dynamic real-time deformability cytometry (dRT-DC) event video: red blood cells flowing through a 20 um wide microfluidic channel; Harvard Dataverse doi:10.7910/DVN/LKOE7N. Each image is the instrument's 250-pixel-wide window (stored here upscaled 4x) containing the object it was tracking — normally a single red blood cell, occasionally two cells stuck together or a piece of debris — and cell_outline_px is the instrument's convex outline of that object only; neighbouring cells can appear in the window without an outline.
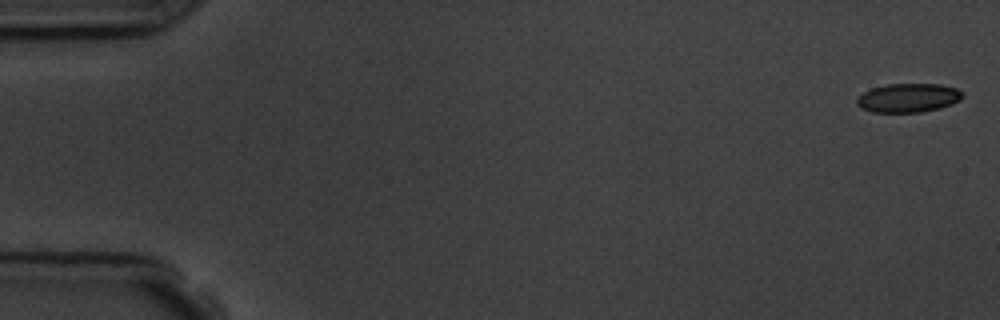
{"species": "common noctule bat (a hibernating species)", "species_latin": "Nyctalus noctula", "temperature_condition": "room temperature", "stored_images_in_passage": 7, "camera_frame_rate_fps": 3000, "um_per_image_px": 0.085, "animal": {"sex": "male", "body_mass_g": 19.5, "forearm_length_mm": 54.6}, "frame": {"image": 1, "passage_image": 1, "time_ms": 0.0, "image_size_px": [1000, 320], "cell_outline_px": [[964, 96], [960, 100], [952, 104], [940, 108], [920, 112], [872, 112], [856, 104], [856, 100], [864, 92], [872, 88], [888, 84], [940, 84], [956, 88], [964, 92]], "centroid_in_image_um": [77.25, 8.31], "position_along_channel_um": 7.7, "area_um2": 17.74}}
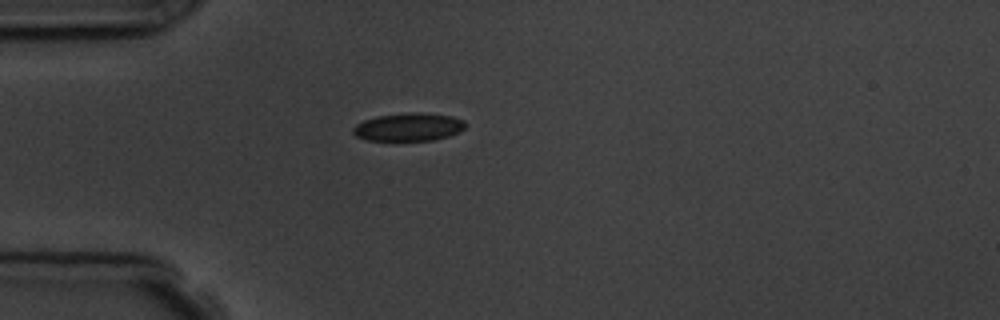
{"frame": {"image": 2, "passage_image": 5, "time_ms": 4.667, "image_size_px": [1000, 320], "cell_outline_px": [[464, 128], [460, 132], [448, 136], [432, 140], [368, 140], [356, 136], [352, 132], [352, 128], [356, 124], [364, 120], [376, 116], [408, 112], [420, 112], [452, 116], [464, 120]], "centroid_in_image_um": [34.72, 10.78], "position_along_channel_um": 50.3, "area_um2": 18.32}}